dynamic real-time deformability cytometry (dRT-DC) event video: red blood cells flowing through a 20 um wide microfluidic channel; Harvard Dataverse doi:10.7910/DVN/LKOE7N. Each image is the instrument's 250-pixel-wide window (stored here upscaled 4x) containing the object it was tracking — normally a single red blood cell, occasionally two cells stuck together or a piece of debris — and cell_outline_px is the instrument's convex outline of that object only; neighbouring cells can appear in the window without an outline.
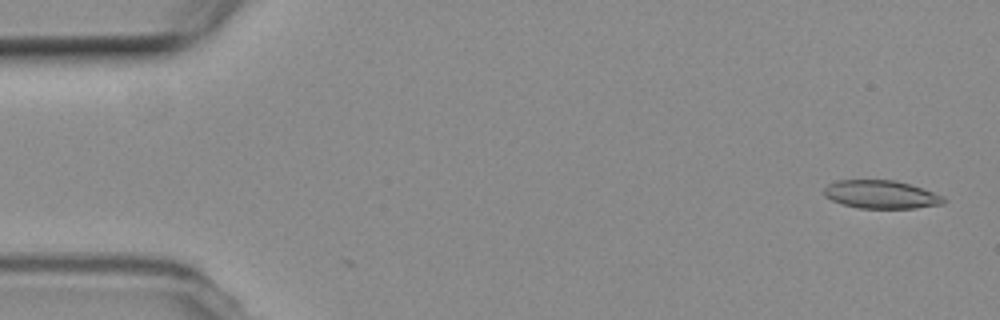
{"species": "common noctule bat (a hibernating species)", "species_latin": "Nyctalus noctula", "temperature_condition": "room temperature", "stored_images_in_passage": 5, "camera_frame_rate_fps": 3000, "um_per_image_px": 0.085, "animal": {"sex": "female", "body_mass_g": 19.3, "forearm_length_mm": 54.1}, "frame": {"image": 1, "passage_image": 1, "time_ms": 0.0, "image_size_px": [1000, 320], "cell_outline_px": [[948, 200], [944, 204], [916, 208], [860, 208], [844, 204], [832, 200], [824, 196], [824, 188], [828, 184], [840, 180], [896, 180], [944, 196]], "centroid_in_image_um": [74.92, 16.53], "position_along_channel_um": 10.1, "area_um2": 19.54}}
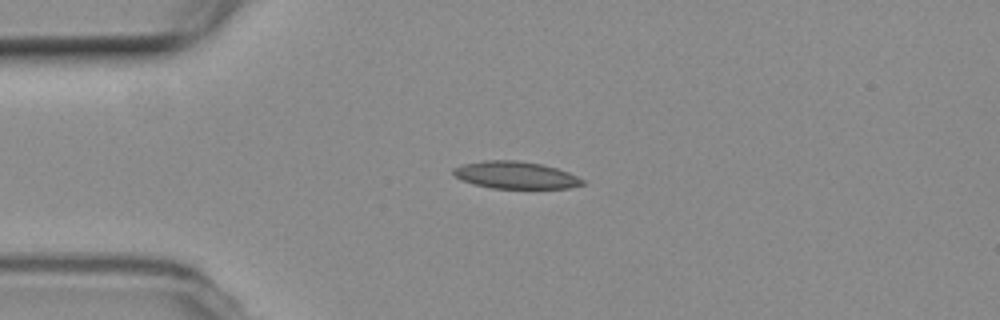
{"frame": {"image": 2, "passage_image": 4, "time_ms": 3.667, "image_size_px": [1000, 320], "cell_outline_px": [[588, 184], [568, 188], [492, 188], [472, 184], [460, 180], [452, 172], [452, 168], [464, 164], [484, 160], [520, 160], [540, 164], [556, 168], [568, 172], [584, 180]], "centroid_in_image_um": [43.81, 14.88], "position_along_channel_um": 41.2, "area_um2": 20.58}}